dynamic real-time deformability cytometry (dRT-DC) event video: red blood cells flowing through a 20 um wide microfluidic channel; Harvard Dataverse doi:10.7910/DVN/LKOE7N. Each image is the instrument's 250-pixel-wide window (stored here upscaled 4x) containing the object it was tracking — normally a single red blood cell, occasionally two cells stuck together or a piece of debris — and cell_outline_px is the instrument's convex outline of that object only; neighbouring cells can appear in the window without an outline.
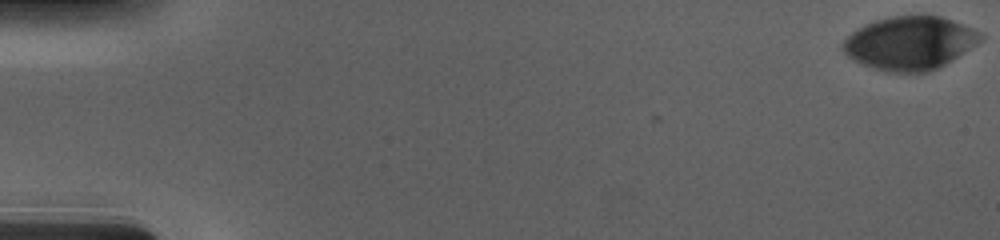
{"species": "human", "species_latin": "Homo sapiens", "temperature_condition": "cold", "stored_images_in_passage": 50, "camera_frame_rate_fps": 3000, "um_per_image_px": 0.085, "donor": {"sex": "male"}, "frame": {"image": 1, "passage_image": 1, "time_ms": 0.0, "image_size_px": [1000, 240], "cell_outline_px": [[984, 40], [944, 64], [928, 72], [888, 72], [852, 60], [840, 48], [840, 44], [852, 32], [864, 24], [876, 20], [892, 16], [940, 16], [980, 32], [984, 36]], "centroid_in_image_um": [77.31, 3.66], "position_along_channel_um": 7.7, "area_um2": 42.37}}
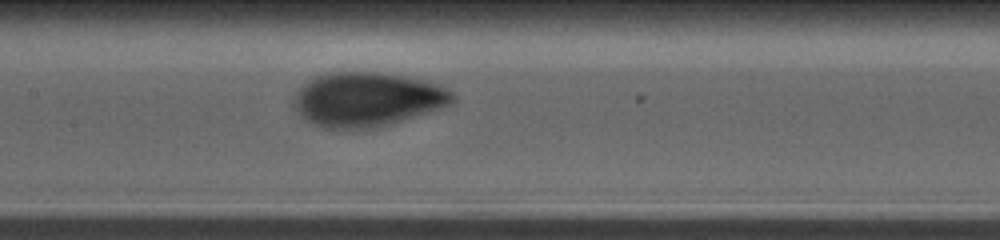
{"frame": {"image": 2, "passage_image": 29, "time_ms": 9.333, "image_size_px": [1000, 240], "cell_outline_px": [[456, 96], [448, 104], [440, 108], [380, 128], [364, 132], [352, 132], [320, 128], [312, 124], [296, 108], [292, 100], [296, 88], [308, 80], [324, 72], [380, 72], [404, 76], [424, 80], [436, 84], [452, 92]], "centroid_in_image_um": [31.14, 8.49], "position_along_channel_um": 176.3, "area_um2": 51.27}}
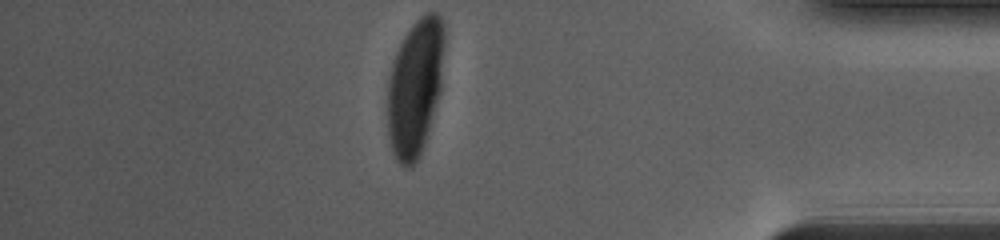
{"frame": {"image": 3, "passage_image": 50, "time_ms": 16.333, "image_size_px": [1000, 240], "cell_outline_px": [[444, 40], [440, 88], [424, 144], [420, 156], [412, 168], [404, 168], [396, 160], [392, 152], [388, 136], [388, 80], [392, 64], [396, 52], [404, 36], [412, 24], [424, 12], [436, 12], [440, 16], [444, 24]], "centroid_in_image_um": [35.26, 7.42], "position_along_channel_um": 399.9, "area_um2": 45.2}, "authors_computed_cell_mechanics": {"area_um2": 47.1359, "velocity_mm_per_s": 3.6831, "shape_relaxation_time_tau1_ms": 4.9533, "shape_relaxation_time_tau2_ms": null, "deformation_change_tau1": 0.2229, "deformation_change_tau2": null}}